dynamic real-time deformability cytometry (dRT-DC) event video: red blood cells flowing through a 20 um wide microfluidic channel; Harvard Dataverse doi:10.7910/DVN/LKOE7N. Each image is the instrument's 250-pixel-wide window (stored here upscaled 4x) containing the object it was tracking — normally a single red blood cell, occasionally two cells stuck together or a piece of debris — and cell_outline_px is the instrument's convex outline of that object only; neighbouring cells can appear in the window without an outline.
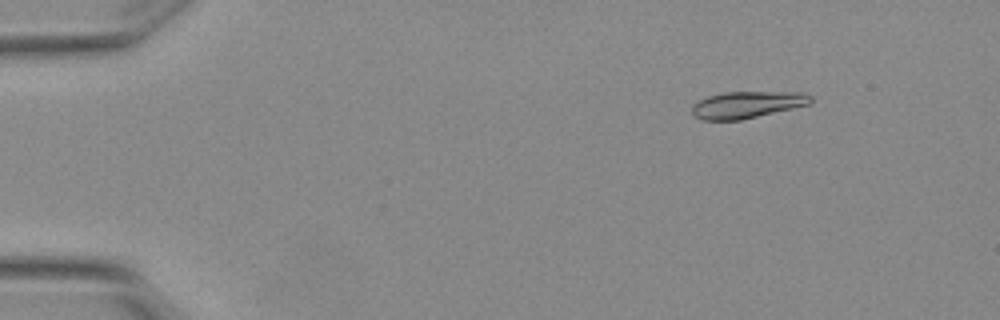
{"species": "Egyptian fruit bat (a non-hibernating species)", "species_latin": "Rousettus aegyptiacus", "temperature_condition": "warm", "stored_images_in_passage": 4, "camera_frame_rate_fps": 3000, "um_per_image_px": 0.085, "animal": {"sex": "female"}, "frame": {"image": 1, "passage_image": 2, "time_ms": 0.333, "image_size_px": [1000, 320], "cell_outline_px": [[812, 100], [808, 104], [792, 108], [740, 120], [700, 120], [692, 116], [692, 104], [708, 96], [724, 92], [804, 92], [812, 96]], "centroid_in_image_um": [63.45, 8.9], "position_along_channel_um": 21.5, "area_um2": 18.5}}